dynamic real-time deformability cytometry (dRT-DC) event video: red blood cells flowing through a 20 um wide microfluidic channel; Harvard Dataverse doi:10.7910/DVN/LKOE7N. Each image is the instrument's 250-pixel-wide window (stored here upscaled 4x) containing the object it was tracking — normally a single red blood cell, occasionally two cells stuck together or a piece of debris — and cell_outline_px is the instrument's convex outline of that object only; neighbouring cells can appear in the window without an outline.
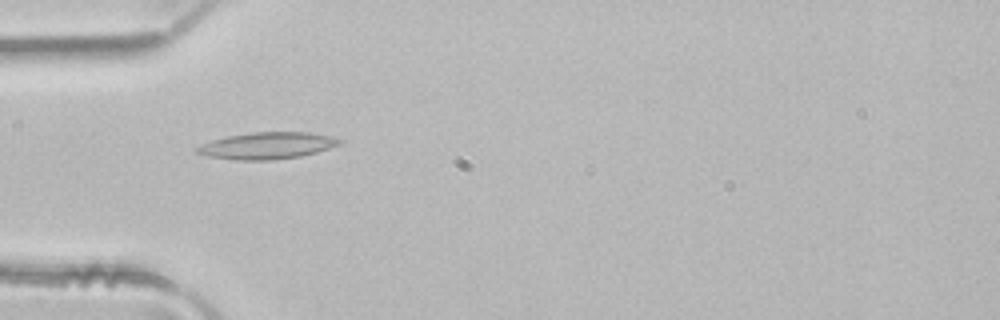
{"species": "common noctule bat (a hibernating species)", "species_latin": "Nyctalus noctula", "temperature_condition": "room temperature", "stored_images_in_passage": 5, "camera_frame_rate_fps": 3000, "um_per_image_px": 0.085, "animal": {"sex": "male", "body_mass_g": 21.5, "forearm_length_mm": 52.0}, "frame": {"image": 1, "passage_image": 4, "time_ms": 1.0, "image_size_px": [1000, 320], "cell_outline_px": [[344, 140], [340, 144], [316, 152], [300, 156], [272, 160], [236, 160], [208, 156], [196, 152], [196, 148], [212, 140], [228, 136], [252, 132], [308, 132], [332, 136]], "centroid_in_image_um": [22.74, 12.37], "position_along_channel_um": 62.3, "area_um2": 22.02}}
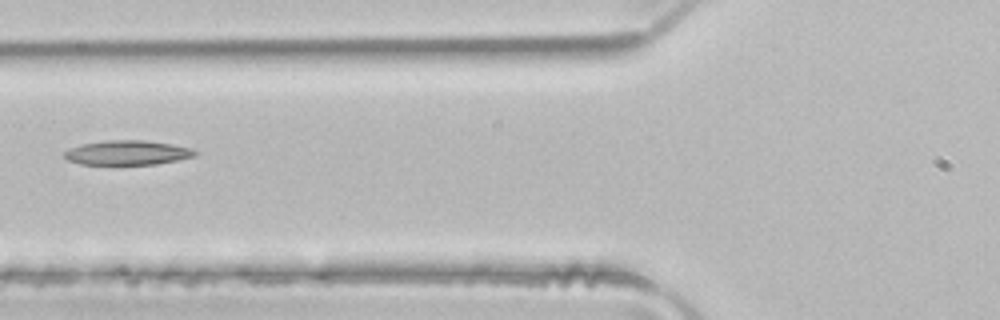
{"frame": {"image": 2, "passage_image": 5, "time_ms": 1.333, "image_size_px": [1000, 320], "cell_outline_px": [[200, 152], [196, 156], [180, 160], [156, 164], [112, 168], [80, 164], [68, 160], [64, 156], [64, 152], [68, 148], [80, 144], [108, 140], [144, 140], [172, 144], [192, 148]], "centroid_in_image_um": [10.81, 13.03], "position_along_channel_um": 115.0, "area_um2": 19.94}}